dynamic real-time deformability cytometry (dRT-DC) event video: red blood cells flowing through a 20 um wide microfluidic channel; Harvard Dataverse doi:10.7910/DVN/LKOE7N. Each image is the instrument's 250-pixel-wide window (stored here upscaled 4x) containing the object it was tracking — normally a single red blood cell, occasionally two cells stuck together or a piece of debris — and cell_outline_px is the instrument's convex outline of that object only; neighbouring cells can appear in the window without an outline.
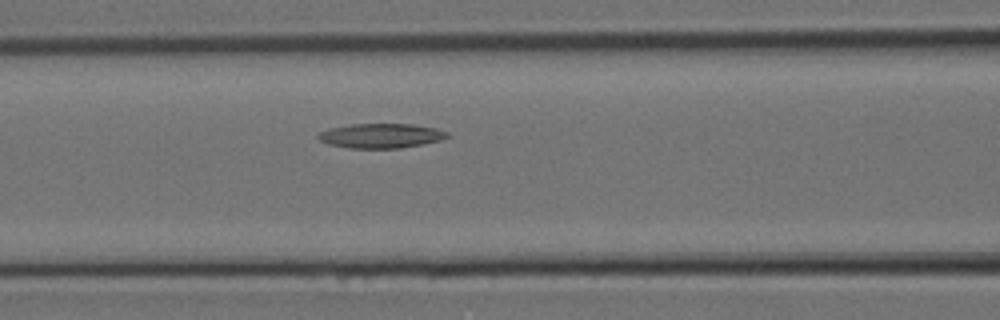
{"species": "Egyptian fruit bat (a non-hibernating species)", "species_latin": "Rousettus aegyptiacus", "temperature_condition": "room temperature", "stored_images_in_passage": 3, "camera_frame_rate_fps": 3000, "um_per_image_px": 0.085, "animal": {"sex": "female"}, "frame": {"image": 1, "passage_image": 3, "time_ms": 0.667, "image_size_px": [1000, 320], "cell_outline_px": [[448, 136], [440, 140], [424, 144], [400, 148], [348, 148], [328, 144], [320, 140], [316, 136], [320, 132], [328, 128], [352, 124], [412, 124], [436, 128], [448, 132]], "centroid_in_image_um": [32.36, 11.54], "position_along_channel_um": 134.2, "area_um2": 18.5}}